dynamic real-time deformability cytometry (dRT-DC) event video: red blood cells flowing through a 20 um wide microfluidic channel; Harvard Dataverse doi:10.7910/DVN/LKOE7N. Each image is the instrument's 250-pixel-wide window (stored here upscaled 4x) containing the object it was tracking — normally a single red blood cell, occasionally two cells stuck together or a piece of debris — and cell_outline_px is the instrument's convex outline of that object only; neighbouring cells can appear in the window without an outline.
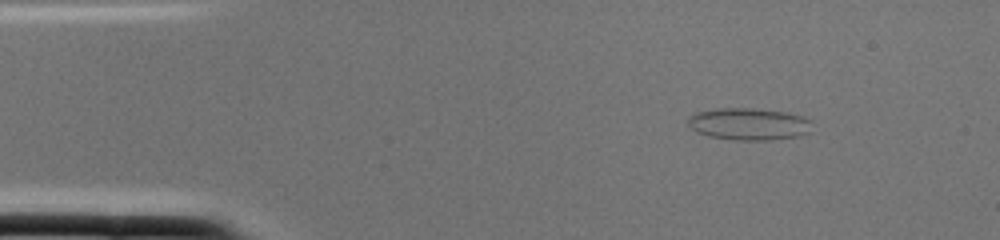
{"species": "common noctule bat (a hibernating species)", "species_latin": "Nyctalus noctula", "temperature_condition": "cold", "stored_images_in_passage": 2, "camera_frame_rate_fps": 3000, "um_per_image_px": 0.085, "animal": {"sex": "female", "body_mass_g": 22.0, "forearm_length_mm": 56.7}, "frame": {"image": 1, "passage_image": 1, "time_ms": 0.0, "image_size_px": [1000, 240], "cell_outline_px": [[812, 120], [808, 132], [800, 136], [772, 140], [736, 140], [708, 136], [696, 132], [688, 124], [688, 116], [696, 112], [716, 108], [752, 108], [788, 112]], "centroid_in_image_um": [63.63, 10.54], "position_along_channel_um": 21.4, "area_um2": 23.35}}